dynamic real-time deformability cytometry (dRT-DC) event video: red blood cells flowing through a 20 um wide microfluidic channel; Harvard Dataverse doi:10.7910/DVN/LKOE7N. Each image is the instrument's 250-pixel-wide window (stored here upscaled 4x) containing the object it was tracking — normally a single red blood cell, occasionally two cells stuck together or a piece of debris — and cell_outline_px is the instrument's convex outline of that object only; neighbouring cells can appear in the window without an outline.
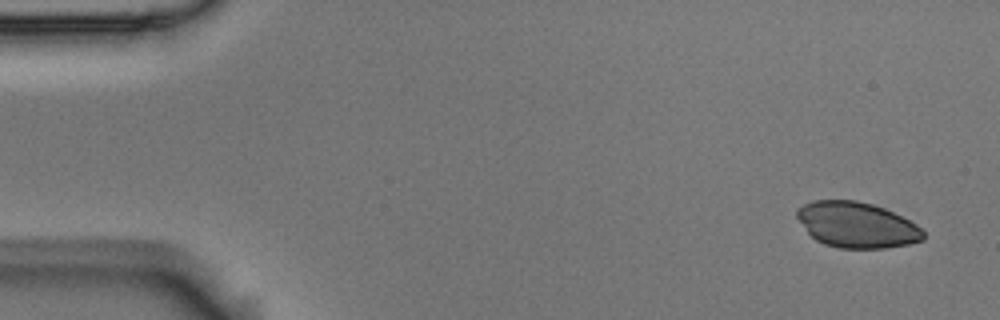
{"species": "Egyptian fruit bat (a non-hibernating species)", "species_latin": "Rousettus aegyptiacus", "temperature_condition": "room temperature", "stored_images_in_passage": 6, "camera_frame_rate_fps": 3000, "um_per_image_px": 0.085, "animal": {"sex": "male"}, "frame": {"image": 1, "passage_image": 1, "time_ms": 0.0, "image_size_px": [1000, 320], "cell_outline_px": [[924, 240], [908, 244], [884, 248], [840, 248], [824, 244], [816, 240], [808, 232], [796, 216], [796, 212], [804, 204], [816, 200], [856, 200], [872, 204], [884, 208], [916, 224], [924, 232]], "centroid_in_image_um": [72.83, 19.12], "position_along_channel_um": 12.2, "area_um2": 33.29}}
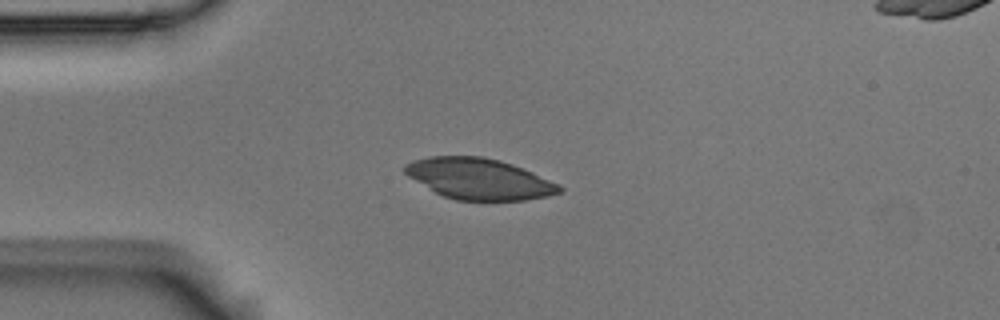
{"frame": {"image": 2, "passage_image": 4, "time_ms": 1.0, "image_size_px": [1000, 320], "cell_outline_px": [[564, 188], [560, 192], [548, 196], [524, 200], [456, 200], [444, 196], [436, 192], [408, 176], [404, 172], [404, 164], [428, 156], [480, 156], [500, 160], [512, 164], [532, 172], [560, 184]], "centroid_in_image_um": [40.74, 15.2], "position_along_channel_um": 44.3, "area_um2": 36.65}}